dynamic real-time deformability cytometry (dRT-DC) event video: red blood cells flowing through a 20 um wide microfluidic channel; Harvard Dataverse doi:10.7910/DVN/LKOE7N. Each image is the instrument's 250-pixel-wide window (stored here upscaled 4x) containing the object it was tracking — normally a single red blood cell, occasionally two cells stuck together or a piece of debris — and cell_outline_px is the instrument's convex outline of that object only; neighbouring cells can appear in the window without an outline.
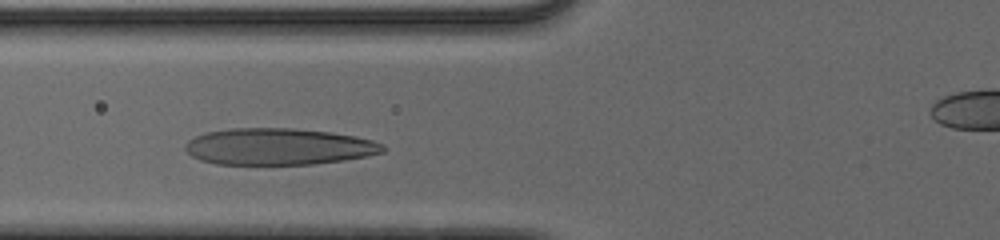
{"species": "human", "species_latin": "Homo sapiens", "temperature_condition": "cold", "stored_images_in_passage": 33, "camera_frame_rate_fps": 3000, "um_per_image_px": 0.085, "donor": {"sex": "male"}, "frame": {"image": 1, "passage_image": 10, "time_ms": 3.0, "image_size_px": [1000, 240], "cell_outline_px": [[384, 152], [344, 160], [312, 164], [216, 164], [200, 160], [192, 156], [184, 148], [184, 144], [188, 140], [204, 132], [232, 128], [292, 128], [332, 132], [372, 140], [384, 144]], "centroid_in_image_um": [23.64, 12.45], "position_along_channel_um": 102.2, "area_um2": 42.14}}
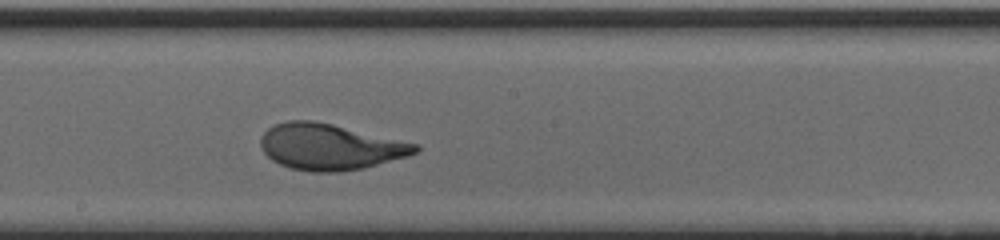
{"frame": {"image": 2, "passage_image": 19, "time_ms": 6.0, "image_size_px": [1000, 240], "cell_outline_px": [[420, 148], [416, 152], [408, 156], [360, 168], [340, 172], [312, 172], [292, 168], [280, 164], [272, 160], [260, 148], [260, 136], [268, 128], [276, 124], [288, 120], [312, 120], [332, 124], [420, 144]], "centroid_in_image_um": [28.02, 12.47], "position_along_channel_um": 220.2, "area_um2": 41.33}}
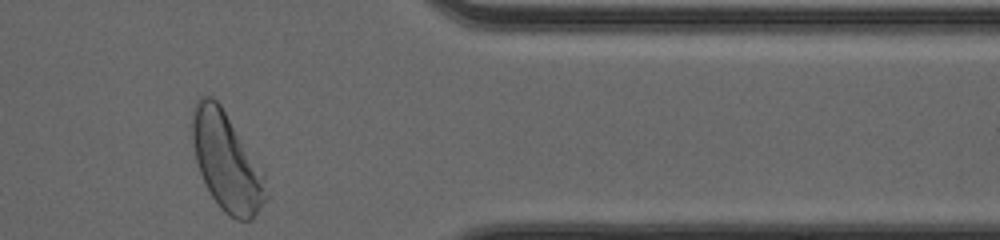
{"frame": {"image": 3, "passage_image": 33, "time_ms": 10.667, "image_size_px": [1000, 240], "cell_outline_px": [[268, 196], [252, 220], [236, 220], [224, 212], [220, 208], [212, 196], [200, 172], [196, 160], [192, 144], [192, 108], [200, 96], [212, 96], [220, 104], [264, 172]], "centroid_in_image_um": [19.26, 13.74], "position_along_channel_um": 392.1, "area_um2": 41.91}, "authors_computed_cell_mechanics": {"area_um2": 40.9802, "velocity_mm_per_s": 3.9383, "shape_relaxation_time_tau1_ms": 2.7049, "shape_relaxation_time_tau2_ms": null, "deformation_change_tau1": 0.1899, "deformation_change_tau2": null}}